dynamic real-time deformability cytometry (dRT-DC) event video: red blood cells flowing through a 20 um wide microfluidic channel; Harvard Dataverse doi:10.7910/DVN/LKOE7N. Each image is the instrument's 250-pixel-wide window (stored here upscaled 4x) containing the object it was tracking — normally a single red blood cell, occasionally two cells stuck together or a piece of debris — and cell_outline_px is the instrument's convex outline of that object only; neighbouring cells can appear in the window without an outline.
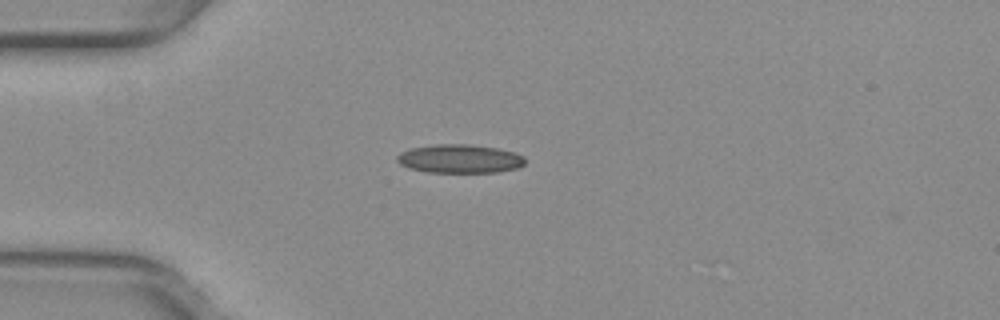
{"species": "common noctule bat (a hibernating species)", "species_latin": "Nyctalus noctula", "temperature_condition": "warm", "stored_images_in_passage": 39, "camera_frame_rate_fps": 3000, "um_per_image_px": 0.085, "animal": {"sex": "female", "body_mass_g": 29.2, "forearm_length_mm": 56.3}, "frame": {"image": 1, "passage_image": 1, "time_ms": 0.0, "image_size_px": [1000, 320], "cell_outline_px": [[524, 164], [516, 168], [496, 172], [428, 172], [408, 168], [400, 164], [396, 160], [396, 156], [400, 152], [408, 148], [436, 144], [468, 144], [496, 148], [516, 152], [524, 156]], "centroid_in_image_um": [39.04, 13.48], "position_along_channel_um": 46.0, "area_um2": 21.44}}
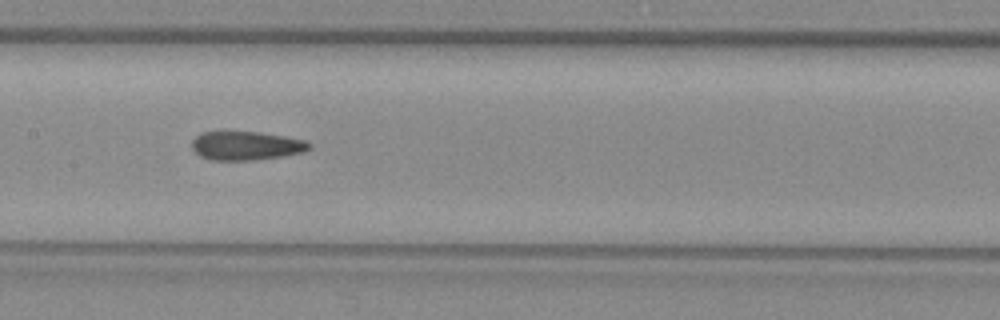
{"frame": {"image": 2, "passage_image": 13, "time_ms": 4.0, "image_size_px": [1000, 320], "cell_outline_px": [[312, 144], [304, 152], [280, 156], [252, 160], [212, 160], [200, 156], [192, 148], [192, 140], [200, 132], [224, 128], [228, 128], [260, 132], [284, 136], [304, 140]], "centroid_in_image_um": [20.83, 12.32], "position_along_channel_um": 186.6, "area_um2": 20.4}}
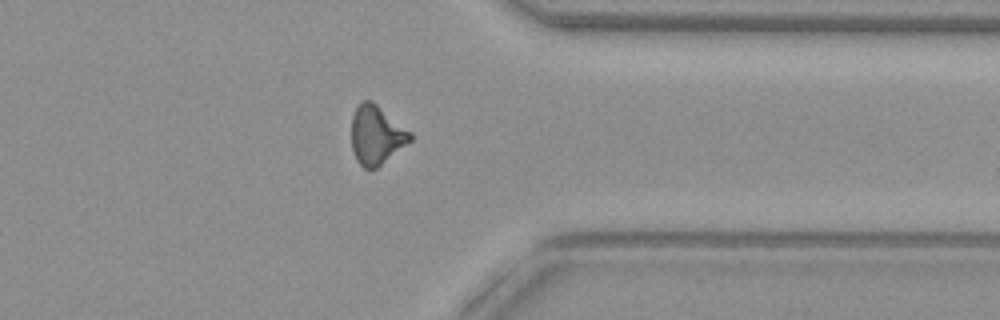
{"frame": {"image": 3, "passage_image": 28, "time_ms": 9.0, "image_size_px": [1000, 320], "cell_outline_px": [[412, 140], [376, 168], [368, 172], [356, 160], [352, 152], [352, 116], [360, 100], [372, 100], [412, 132]], "centroid_in_image_um": [31.98, 11.48], "position_along_channel_um": 379.4, "area_um2": 20.35}, "authors_computed_cell_mechanics": {"area_um2": 19.941, "velocity_mm_per_s": 4.0047, "shape_relaxation_time_tau1_ms": null, "shape_relaxation_time_tau2_ms": 2.7938, "deformation_change_tau1": null, "deformation_change_tau2": 0.1161}}